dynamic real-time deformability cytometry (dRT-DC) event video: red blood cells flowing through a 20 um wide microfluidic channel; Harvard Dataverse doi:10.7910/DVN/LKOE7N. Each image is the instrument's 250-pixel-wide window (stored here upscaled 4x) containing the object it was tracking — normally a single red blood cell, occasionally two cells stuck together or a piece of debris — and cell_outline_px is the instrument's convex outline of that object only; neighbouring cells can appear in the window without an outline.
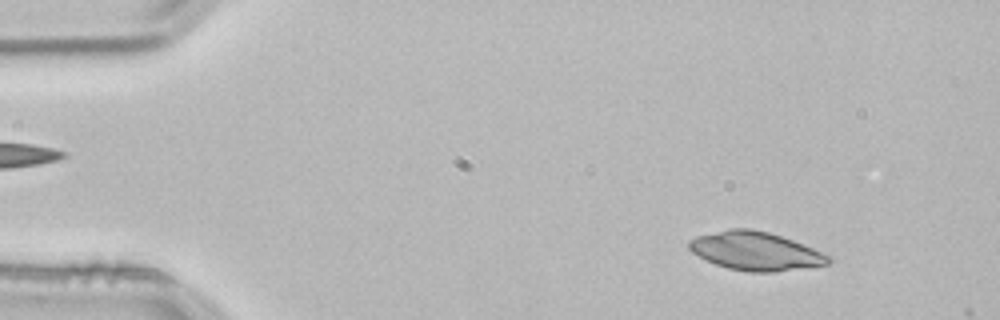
{"species": "common noctule bat (a hibernating species)", "species_latin": "Nyctalus noctula", "temperature_condition": "room temperature", "stored_images_in_passage": 2, "camera_frame_rate_fps": 3000, "um_per_image_px": 0.085, "animal": {"sex": "male", "body_mass_g": 21.5, "forearm_length_mm": 52.0}, "frame": {"image": 1, "passage_image": 1, "time_ms": 0.0, "image_size_px": [1000, 320], "cell_outline_px": [[832, 260], [828, 264], [776, 272], [748, 272], [728, 268], [716, 264], [692, 252], [688, 248], [688, 240], [696, 236], [728, 228], [752, 228], [768, 232], [792, 240], [812, 248], [828, 256]], "centroid_in_image_um": [64.18, 21.33], "position_along_channel_um": 20.8, "area_um2": 31.04}}